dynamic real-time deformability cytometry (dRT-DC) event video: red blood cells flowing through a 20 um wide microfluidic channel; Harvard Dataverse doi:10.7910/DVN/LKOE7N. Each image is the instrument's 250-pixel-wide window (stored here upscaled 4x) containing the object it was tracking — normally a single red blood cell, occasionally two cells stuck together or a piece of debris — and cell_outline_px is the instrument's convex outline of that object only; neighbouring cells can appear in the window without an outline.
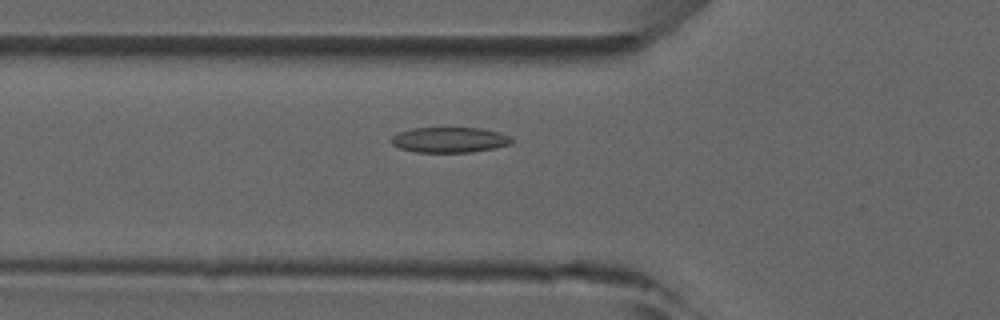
{"species": "common noctule bat (a hibernating species)", "species_latin": "Nyctalus noctula", "temperature_condition": "room temperature", "stored_images_in_passage": 38, "camera_frame_rate_fps": 3000, "um_per_image_px": 0.085, "animal": {"sex": "male", "forearm_length_mm": 52.5}, "frame": {"image": 1, "passage_image": 6, "time_ms": 1.667, "image_size_px": [1000, 320], "cell_outline_px": [[512, 144], [496, 148], [472, 152], [416, 152], [400, 148], [392, 144], [392, 136], [400, 132], [412, 128], [480, 128], [500, 132], [508, 136], [512, 140]], "centroid_in_image_um": [38.24, 11.89], "position_along_channel_um": 87.6, "area_um2": 17.74}}